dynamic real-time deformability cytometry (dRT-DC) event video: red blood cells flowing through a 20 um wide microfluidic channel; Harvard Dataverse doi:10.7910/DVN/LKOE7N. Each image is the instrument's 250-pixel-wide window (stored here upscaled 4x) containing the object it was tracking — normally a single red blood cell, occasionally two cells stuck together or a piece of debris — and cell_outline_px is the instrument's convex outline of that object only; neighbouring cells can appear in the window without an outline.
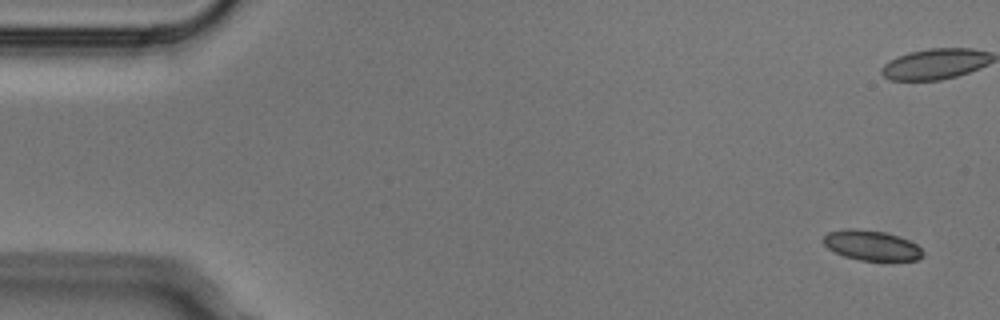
{"species": "Egyptian fruit bat (a non-hibernating species)", "species_latin": "Rousettus aegyptiacus", "temperature_condition": "cold", "stored_images_in_passage": 7, "camera_frame_rate_fps": 3000, "um_per_image_px": 0.085, "animal": {"sex": "male"}, "frame": {"image": 1, "passage_image": 1, "time_ms": 0.0, "image_size_px": [1000, 320], "cell_outline_px": [[924, 256], [916, 260], [860, 260], [844, 256], [828, 248], [824, 244], [824, 236], [828, 232], [848, 228], [856, 228], [884, 232], [908, 240], [916, 244], [924, 252]], "centroid_in_image_um": [74.08, 20.85], "position_along_channel_um": 10.9, "area_um2": 17.22}}
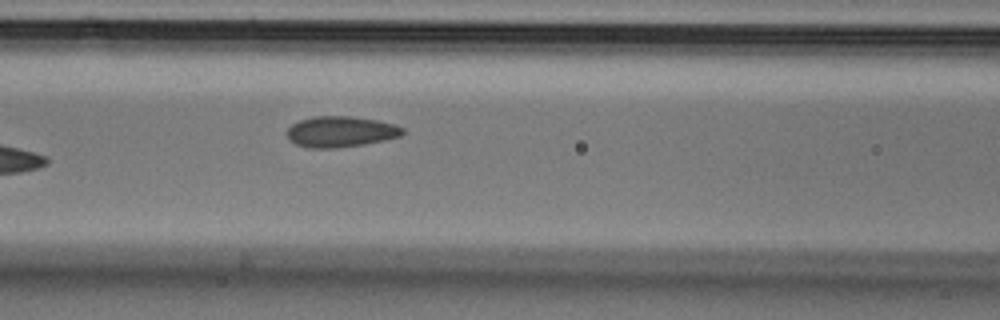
{"frame": {"image": 2, "passage_image": 7, "time_ms": 2.0, "image_size_px": [1000, 320], "cell_outline_px": [[404, 132], [400, 136], [384, 140], [364, 144], [336, 148], [308, 148], [296, 144], [288, 140], [288, 128], [292, 124], [300, 120], [312, 116], [352, 116], [376, 120], [396, 124], [404, 128]], "centroid_in_image_um": [28.95, 11.19], "position_along_channel_um": 137.6, "area_um2": 20.87}}